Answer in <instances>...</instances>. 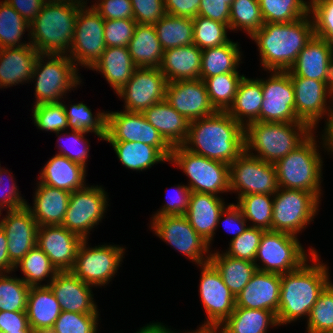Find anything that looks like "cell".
<instances>
[{"instance_id": "obj_26", "label": "cell", "mask_w": 333, "mask_h": 333, "mask_svg": "<svg viewBox=\"0 0 333 333\" xmlns=\"http://www.w3.org/2000/svg\"><path fill=\"white\" fill-rule=\"evenodd\" d=\"M281 275L256 270L250 281L235 297V307L270 310L277 315Z\"/></svg>"}, {"instance_id": "obj_49", "label": "cell", "mask_w": 333, "mask_h": 333, "mask_svg": "<svg viewBox=\"0 0 333 333\" xmlns=\"http://www.w3.org/2000/svg\"><path fill=\"white\" fill-rule=\"evenodd\" d=\"M12 273H0V311H26L30 286Z\"/></svg>"}, {"instance_id": "obj_62", "label": "cell", "mask_w": 333, "mask_h": 333, "mask_svg": "<svg viewBox=\"0 0 333 333\" xmlns=\"http://www.w3.org/2000/svg\"><path fill=\"white\" fill-rule=\"evenodd\" d=\"M217 223L219 227L220 223H222L227 233L233 235L230 241L240 236L249 227L247 220L236 203H229L223 209Z\"/></svg>"}, {"instance_id": "obj_65", "label": "cell", "mask_w": 333, "mask_h": 333, "mask_svg": "<svg viewBox=\"0 0 333 333\" xmlns=\"http://www.w3.org/2000/svg\"><path fill=\"white\" fill-rule=\"evenodd\" d=\"M201 0H164L166 14L176 17L195 18Z\"/></svg>"}, {"instance_id": "obj_39", "label": "cell", "mask_w": 333, "mask_h": 333, "mask_svg": "<svg viewBox=\"0 0 333 333\" xmlns=\"http://www.w3.org/2000/svg\"><path fill=\"white\" fill-rule=\"evenodd\" d=\"M220 327L223 333H267L269 327L280 326L276 314L270 310L235 307Z\"/></svg>"}, {"instance_id": "obj_5", "label": "cell", "mask_w": 333, "mask_h": 333, "mask_svg": "<svg viewBox=\"0 0 333 333\" xmlns=\"http://www.w3.org/2000/svg\"><path fill=\"white\" fill-rule=\"evenodd\" d=\"M87 1L47 0L30 23V43L40 54L68 55L79 9Z\"/></svg>"}, {"instance_id": "obj_6", "label": "cell", "mask_w": 333, "mask_h": 333, "mask_svg": "<svg viewBox=\"0 0 333 333\" xmlns=\"http://www.w3.org/2000/svg\"><path fill=\"white\" fill-rule=\"evenodd\" d=\"M312 132L305 122L255 121L245 127V150L265 162L275 164Z\"/></svg>"}, {"instance_id": "obj_32", "label": "cell", "mask_w": 333, "mask_h": 333, "mask_svg": "<svg viewBox=\"0 0 333 333\" xmlns=\"http://www.w3.org/2000/svg\"><path fill=\"white\" fill-rule=\"evenodd\" d=\"M26 312L29 326L36 333H49L61 314V308L49 286H31Z\"/></svg>"}, {"instance_id": "obj_55", "label": "cell", "mask_w": 333, "mask_h": 333, "mask_svg": "<svg viewBox=\"0 0 333 333\" xmlns=\"http://www.w3.org/2000/svg\"><path fill=\"white\" fill-rule=\"evenodd\" d=\"M264 231L248 227L240 236L229 242V247L224 252L231 257L254 262Z\"/></svg>"}, {"instance_id": "obj_23", "label": "cell", "mask_w": 333, "mask_h": 333, "mask_svg": "<svg viewBox=\"0 0 333 333\" xmlns=\"http://www.w3.org/2000/svg\"><path fill=\"white\" fill-rule=\"evenodd\" d=\"M290 77L326 82L333 89V46L313 35L288 70Z\"/></svg>"}, {"instance_id": "obj_37", "label": "cell", "mask_w": 333, "mask_h": 333, "mask_svg": "<svg viewBox=\"0 0 333 333\" xmlns=\"http://www.w3.org/2000/svg\"><path fill=\"white\" fill-rule=\"evenodd\" d=\"M112 145L118 160L126 169L146 171L155 164L169 162L156 147L141 142L106 141Z\"/></svg>"}, {"instance_id": "obj_14", "label": "cell", "mask_w": 333, "mask_h": 333, "mask_svg": "<svg viewBox=\"0 0 333 333\" xmlns=\"http://www.w3.org/2000/svg\"><path fill=\"white\" fill-rule=\"evenodd\" d=\"M291 81L297 118L313 131L317 130L324 118L323 131H327L333 123V89L326 82L306 77H291Z\"/></svg>"}, {"instance_id": "obj_59", "label": "cell", "mask_w": 333, "mask_h": 333, "mask_svg": "<svg viewBox=\"0 0 333 333\" xmlns=\"http://www.w3.org/2000/svg\"><path fill=\"white\" fill-rule=\"evenodd\" d=\"M172 194L169 196L166 195L165 204L160 207L152 217H161V216H173V215H185L188 209L189 197L191 190L185 184L174 185ZM169 197V198H168Z\"/></svg>"}, {"instance_id": "obj_13", "label": "cell", "mask_w": 333, "mask_h": 333, "mask_svg": "<svg viewBox=\"0 0 333 333\" xmlns=\"http://www.w3.org/2000/svg\"><path fill=\"white\" fill-rule=\"evenodd\" d=\"M108 197L103 185L88 184L71 192L62 226L83 239H89L90 232L102 222L108 211Z\"/></svg>"}, {"instance_id": "obj_70", "label": "cell", "mask_w": 333, "mask_h": 333, "mask_svg": "<svg viewBox=\"0 0 333 333\" xmlns=\"http://www.w3.org/2000/svg\"><path fill=\"white\" fill-rule=\"evenodd\" d=\"M327 134H328L329 143L331 145L332 152H333V123H332L331 127L327 130Z\"/></svg>"}, {"instance_id": "obj_46", "label": "cell", "mask_w": 333, "mask_h": 333, "mask_svg": "<svg viewBox=\"0 0 333 333\" xmlns=\"http://www.w3.org/2000/svg\"><path fill=\"white\" fill-rule=\"evenodd\" d=\"M274 195L249 194L236 200V205L241 209L249 227L272 230Z\"/></svg>"}, {"instance_id": "obj_10", "label": "cell", "mask_w": 333, "mask_h": 333, "mask_svg": "<svg viewBox=\"0 0 333 333\" xmlns=\"http://www.w3.org/2000/svg\"><path fill=\"white\" fill-rule=\"evenodd\" d=\"M321 201L305 190L280 188L274 194L272 231L302 233L320 211Z\"/></svg>"}, {"instance_id": "obj_18", "label": "cell", "mask_w": 333, "mask_h": 333, "mask_svg": "<svg viewBox=\"0 0 333 333\" xmlns=\"http://www.w3.org/2000/svg\"><path fill=\"white\" fill-rule=\"evenodd\" d=\"M262 83L263 102L259 122H302L295 113L294 86L288 71H267Z\"/></svg>"}, {"instance_id": "obj_27", "label": "cell", "mask_w": 333, "mask_h": 333, "mask_svg": "<svg viewBox=\"0 0 333 333\" xmlns=\"http://www.w3.org/2000/svg\"><path fill=\"white\" fill-rule=\"evenodd\" d=\"M222 196L191 192L189 204L185 216L192 228L208 242L212 248V242L218 229V219L223 209L229 204L225 203Z\"/></svg>"}, {"instance_id": "obj_57", "label": "cell", "mask_w": 333, "mask_h": 333, "mask_svg": "<svg viewBox=\"0 0 333 333\" xmlns=\"http://www.w3.org/2000/svg\"><path fill=\"white\" fill-rule=\"evenodd\" d=\"M137 22L130 19L104 20V40L107 47H127Z\"/></svg>"}, {"instance_id": "obj_20", "label": "cell", "mask_w": 333, "mask_h": 333, "mask_svg": "<svg viewBox=\"0 0 333 333\" xmlns=\"http://www.w3.org/2000/svg\"><path fill=\"white\" fill-rule=\"evenodd\" d=\"M167 83L159 68H137L116 95L124 101L123 110L143 113L155 103L165 100Z\"/></svg>"}, {"instance_id": "obj_40", "label": "cell", "mask_w": 333, "mask_h": 333, "mask_svg": "<svg viewBox=\"0 0 333 333\" xmlns=\"http://www.w3.org/2000/svg\"><path fill=\"white\" fill-rule=\"evenodd\" d=\"M213 251L209 262L217 269L225 285L236 297L250 281L257 267L254 262L231 257L221 250Z\"/></svg>"}, {"instance_id": "obj_41", "label": "cell", "mask_w": 333, "mask_h": 333, "mask_svg": "<svg viewBox=\"0 0 333 333\" xmlns=\"http://www.w3.org/2000/svg\"><path fill=\"white\" fill-rule=\"evenodd\" d=\"M61 102L67 117L68 130L85 134L93 133L99 140L105 139L107 112L98 110L95 115H93L90 107L83 102L66 104L64 99Z\"/></svg>"}, {"instance_id": "obj_53", "label": "cell", "mask_w": 333, "mask_h": 333, "mask_svg": "<svg viewBox=\"0 0 333 333\" xmlns=\"http://www.w3.org/2000/svg\"><path fill=\"white\" fill-rule=\"evenodd\" d=\"M55 134L58 136L57 143L59 142L57 148L59 147L58 150H60L56 154L63 155L87 169L88 163L86 162H88V158L90 157V143L89 140L85 138L87 134L74 130L70 132L65 130ZM62 140H64V144H62Z\"/></svg>"}, {"instance_id": "obj_1", "label": "cell", "mask_w": 333, "mask_h": 333, "mask_svg": "<svg viewBox=\"0 0 333 333\" xmlns=\"http://www.w3.org/2000/svg\"><path fill=\"white\" fill-rule=\"evenodd\" d=\"M320 258L316 251L299 268L281 275L276 315L279 326L308 319L312 306L331 283L329 266Z\"/></svg>"}, {"instance_id": "obj_64", "label": "cell", "mask_w": 333, "mask_h": 333, "mask_svg": "<svg viewBox=\"0 0 333 333\" xmlns=\"http://www.w3.org/2000/svg\"><path fill=\"white\" fill-rule=\"evenodd\" d=\"M34 331L28 323L26 311H0V333Z\"/></svg>"}, {"instance_id": "obj_66", "label": "cell", "mask_w": 333, "mask_h": 333, "mask_svg": "<svg viewBox=\"0 0 333 333\" xmlns=\"http://www.w3.org/2000/svg\"><path fill=\"white\" fill-rule=\"evenodd\" d=\"M10 4L29 24L40 13L43 4L47 0H5Z\"/></svg>"}, {"instance_id": "obj_2", "label": "cell", "mask_w": 333, "mask_h": 333, "mask_svg": "<svg viewBox=\"0 0 333 333\" xmlns=\"http://www.w3.org/2000/svg\"><path fill=\"white\" fill-rule=\"evenodd\" d=\"M245 128L227 112L189 123L188 135L182 146L188 151L230 165L245 150Z\"/></svg>"}, {"instance_id": "obj_60", "label": "cell", "mask_w": 333, "mask_h": 333, "mask_svg": "<svg viewBox=\"0 0 333 333\" xmlns=\"http://www.w3.org/2000/svg\"><path fill=\"white\" fill-rule=\"evenodd\" d=\"M137 24H155L166 15L164 0H130Z\"/></svg>"}, {"instance_id": "obj_31", "label": "cell", "mask_w": 333, "mask_h": 333, "mask_svg": "<svg viewBox=\"0 0 333 333\" xmlns=\"http://www.w3.org/2000/svg\"><path fill=\"white\" fill-rule=\"evenodd\" d=\"M202 50L195 44L164 51L159 67L168 82L200 78Z\"/></svg>"}, {"instance_id": "obj_3", "label": "cell", "mask_w": 333, "mask_h": 333, "mask_svg": "<svg viewBox=\"0 0 333 333\" xmlns=\"http://www.w3.org/2000/svg\"><path fill=\"white\" fill-rule=\"evenodd\" d=\"M313 35L309 14L289 23H264L250 38L258 47L264 71H288Z\"/></svg>"}, {"instance_id": "obj_68", "label": "cell", "mask_w": 333, "mask_h": 333, "mask_svg": "<svg viewBox=\"0 0 333 333\" xmlns=\"http://www.w3.org/2000/svg\"><path fill=\"white\" fill-rule=\"evenodd\" d=\"M198 329L196 330H191V331H185L182 333H223L222 329L220 326H210V325H201L200 327L197 326ZM164 333H181V332H176L174 329L171 330L168 328V326L164 325Z\"/></svg>"}, {"instance_id": "obj_15", "label": "cell", "mask_w": 333, "mask_h": 333, "mask_svg": "<svg viewBox=\"0 0 333 333\" xmlns=\"http://www.w3.org/2000/svg\"><path fill=\"white\" fill-rule=\"evenodd\" d=\"M230 193L236 199L249 194L274 195L278 189L275 164L265 162L244 150L229 165Z\"/></svg>"}, {"instance_id": "obj_42", "label": "cell", "mask_w": 333, "mask_h": 333, "mask_svg": "<svg viewBox=\"0 0 333 333\" xmlns=\"http://www.w3.org/2000/svg\"><path fill=\"white\" fill-rule=\"evenodd\" d=\"M20 268V269H19ZM22 272L21 278L28 286H48L59 272L49 257L36 245L15 266L14 272ZM46 281L45 284L41 283Z\"/></svg>"}, {"instance_id": "obj_38", "label": "cell", "mask_w": 333, "mask_h": 333, "mask_svg": "<svg viewBox=\"0 0 333 333\" xmlns=\"http://www.w3.org/2000/svg\"><path fill=\"white\" fill-rule=\"evenodd\" d=\"M238 42L231 39L221 45L202 50L200 78H209L223 73H239L243 54Z\"/></svg>"}, {"instance_id": "obj_35", "label": "cell", "mask_w": 333, "mask_h": 333, "mask_svg": "<svg viewBox=\"0 0 333 333\" xmlns=\"http://www.w3.org/2000/svg\"><path fill=\"white\" fill-rule=\"evenodd\" d=\"M137 68H159L164 50L153 24H137L127 46Z\"/></svg>"}, {"instance_id": "obj_71", "label": "cell", "mask_w": 333, "mask_h": 333, "mask_svg": "<svg viewBox=\"0 0 333 333\" xmlns=\"http://www.w3.org/2000/svg\"><path fill=\"white\" fill-rule=\"evenodd\" d=\"M6 333H36L35 331H9Z\"/></svg>"}, {"instance_id": "obj_33", "label": "cell", "mask_w": 333, "mask_h": 333, "mask_svg": "<svg viewBox=\"0 0 333 333\" xmlns=\"http://www.w3.org/2000/svg\"><path fill=\"white\" fill-rule=\"evenodd\" d=\"M143 114L172 147L182 145L185 142L190 122L166 100L150 106Z\"/></svg>"}, {"instance_id": "obj_25", "label": "cell", "mask_w": 333, "mask_h": 333, "mask_svg": "<svg viewBox=\"0 0 333 333\" xmlns=\"http://www.w3.org/2000/svg\"><path fill=\"white\" fill-rule=\"evenodd\" d=\"M60 304L61 311L99 313L91 285L84 283L71 271H59L48 285Z\"/></svg>"}, {"instance_id": "obj_43", "label": "cell", "mask_w": 333, "mask_h": 333, "mask_svg": "<svg viewBox=\"0 0 333 333\" xmlns=\"http://www.w3.org/2000/svg\"><path fill=\"white\" fill-rule=\"evenodd\" d=\"M163 50L193 44V20L166 14L154 24Z\"/></svg>"}, {"instance_id": "obj_16", "label": "cell", "mask_w": 333, "mask_h": 333, "mask_svg": "<svg viewBox=\"0 0 333 333\" xmlns=\"http://www.w3.org/2000/svg\"><path fill=\"white\" fill-rule=\"evenodd\" d=\"M86 2L78 11L74 37L68 56L75 65L91 69L107 47L104 19Z\"/></svg>"}, {"instance_id": "obj_30", "label": "cell", "mask_w": 333, "mask_h": 333, "mask_svg": "<svg viewBox=\"0 0 333 333\" xmlns=\"http://www.w3.org/2000/svg\"><path fill=\"white\" fill-rule=\"evenodd\" d=\"M39 174L40 183L70 193L88 184L86 183L87 169L59 154L49 158Z\"/></svg>"}, {"instance_id": "obj_61", "label": "cell", "mask_w": 333, "mask_h": 333, "mask_svg": "<svg viewBox=\"0 0 333 333\" xmlns=\"http://www.w3.org/2000/svg\"><path fill=\"white\" fill-rule=\"evenodd\" d=\"M91 7L95 9L104 20H134L130 0H97L93 5L91 4Z\"/></svg>"}, {"instance_id": "obj_36", "label": "cell", "mask_w": 333, "mask_h": 333, "mask_svg": "<svg viewBox=\"0 0 333 333\" xmlns=\"http://www.w3.org/2000/svg\"><path fill=\"white\" fill-rule=\"evenodd\" d=\"M263 102L262 83L259 78L241 79L234 102L227 113L244 128L259 121L261 104Z\"/></svg>"}, {"instance_id": "obj_69", "label": "cell", "mask_w": 333, "mask_h": 333, "mask_svg": "<svg viewBox=\"0 0 333 333\" xmlns=\"http://www.w3.org/2000/svg\"><path fill=\"white\" fill-rule=\"evenodd\" d=\"M135 333H164V324L161 322H152L145 324Z\"/></svg>"}, {"instance_id": "obj_12", "label": "cell", "mask_w": 333, "mask_h": 333, "mask_svg": "<svg viewBox=\"0 0 333 333\" xmlns=\"http://www.w3.org/2000/svg\"><path fill=\"white\" fill-rule=\"evenodd\" d=\"M149 228L175 251L181 252L195 265L209 262L211 248L190 225L185 215L151 217Z\"/></svg>"}, {"instance_id": "obj_52", "label": "cell", "mask_w": 333, "mask_h": 333, "mask_svg": "<svg viewBox=\"0 0 333 333\" xmlns=\"http://www.w3.org/2000/svg\"><path fill=\"white\" fill-rule=\"evenodd\" d=\"M32 120L34 126L42 131L54 133L68 131L67 117L62 102L33 106Z\"/></svg>"}, {"instance_id": "obj_4", "label": "cell", "mask_w": 333, "mask_h": 333, "mask_svg": "<svg viewBox=\"0 0 333 333\" xmlns=\"http://www.w3.org/2000/svg\"><path fill=\"white\" fill-rule=\"evenodd\" d=\"M320 138L313 131L300 145L275 163L278 186L283 189L305 190L313 193L320 201L323 177V159L319 149L333 154L327 131ZM317 135V136H315ZM319 139L321 142H319ZM319 142V144L317 143ZM322 145V146H320ZM322 147V148H320Z\"/></svg>"}, {"instance_id": "obj_19", "label": "cell", "mask_w": 333, "mask_h": 333, "mask_svg": "<svg viewBox=\"0 0 333 333\" xmlns=\"http://www.w3.org/2000/svg\"><path fill=\"white\" fill-rule=\"evenodd\" d=\"M198 267L202 270L198 292L207 314L202 325L220 326L234 311L235 296L210 262Z\"/></svg>"}, {"instance_id": "obj_8", "label": "cell", "mask_w": 333, "mask_h": 333, "mask_svg": "<svg viewBox=\"0 0 333 333\" xmlns=\"http://www.w3.org/2000/svg\"><path fill=\"white\" fill-rule=\"evenodd\" d=\"M176 168L189 178L187 186L191 192H203L213 195L230 192L229 165L194 154L182 145L172 148L169 159Z\"/></svg>"}, {"instance_id": "obj_58", "label": "cell", "mask_w": 333, "mask_h": 333, "mask_svg": "<svg viewBox=\"0 0 333 333\" xmlns=\"http://www.w3.org/2000/svg\"><path fill=\"white\" fill-rule=\"evenodd\" d=\"M11 173V171H8L5 168L3 169V167L0 169V212L3 210H17L19 208L25 207L27 204L26 199L22 197L21 192H19V187L14 181V175Z\"/></svg>"}, {"instance_id": "obj_48", "label": "cell", "mask_w": 333, "mask_h": 333, "mask_svg": "<svg viewBox=\"0 0 333 333\" xmlns=\"http://www.w3.org/2000/svg\"><path fill=\"white\" fill-rule=\"evenodd\" d=\"M264 24L258 0H233L230 9V32L243 30L252 37Z\"/></svg>"}, {"instance_id": "obj_29", "label": "cell", "mask_w": 333, "mask_h": 333, "mask_svg": "<svg viewBox=\"0 0 333 333\" xmlns=\"http://www.w3.org/2000/svg\"><path fill=\"white\" fill-rule=\"evenodd\" d=\"M36 184L33 206L27 202L26 207L38 226L62 225L68 209L70 192L44 185L39 181Z\"/></svg>"}, {"instance_id": "obj_24", "label": "cell", "mask_w": 333, "mask_h": 333, "mask_svg": "<svg viewBox=\"0 0 333 333\" xmlns=\"http://www.w3.org/2000/svg\"><path fill=\"white\" fill-rule=\"evenodd\" d=\"M2 213L0 212V226L8 239V256L16 266L36 246L38 224L26 206L6 211L5 216Z\"/></svg>"}, {"instance_id": "obj_51", "label": "cell", "mask_w": 333, "mask_h": 333, "mask_svg": "<svg viewBox=\"0 0 333 333\" xmlns=\"http://www.w3.org/2000/svg\"><path fill=\"white\" fill-rule=\"evenodd\" d=\"M193 20V44L199 49L221 46L230 39L227 37L229 27L205 17L196 16Z\"/></svg>"}, {"instance_id": "obj_67", "label": "cell", "mask_w": 333, "mask_h": 333, "mask_svg": "<svg viewBox=\"0 0 333 333\" xmlns=\"http://www.w3.org/2000/svg\"><path fill=\"white\" fill-rule=\"evenodd\" d=\"M7 242L6 234L0 226V273H11L15 269V265L8 256Z\"/></svg>"}, {"instance_id": "obj_28", "label": "cell", "mask_w": 333, "mask_h": 333, "mask_svg": "<svg viewBox=\"0 0 333 333\" xmlns=\"http://www.w3.org/2000/svg\"><path fill=\"white\" fill-rule=\"evenodd\" d=\"M39 55L31 44L0 49V89L30 82Z\"/></svg>"}, {"instance_id": "obj_72", "label": "cell", "mask_w": 333, "mask_h": 333, "mask_svg": "<svg viewBox=\"0 0 333 333\" xmlns=\"http://www.w3.org/2000/svg\"><path fill=\"white\" fill-rule=\"evenodd\" d=\"M315 1H317V0H307V3H308L309 5H311V4L314 3Z\"/></svg>"}, {"instance_id": "obj_34", "label": "cell", "mask_w": 333, "mask_h": 333, "mask_svg": "<svg viewBox=\"0 0 333 333\" xmlns=\"http://www.w3.org/2000/svg\"><path fill=\"white\" fill-rule=\"evenodd\" d=\"M136 69L127 47H106L90 70L101 73L116 94L127 84Z\"/></svg>"}, {"instance_id": "obj_45", "label": "cell", "mask_w": 333, "mask_h": 333, "mask_svg": "<svg viewBox=\"0 0 333 333\" xmlns=\"http://www.w3.org/2000/svg\"><path fill=\"white\" fill-rule=\"evenodd\" d=\"M243 76L244 74L240 73H223L209 78H200L205 83L210 102L216 111L229 110Z\"/></svg>"}, {"instance_id": "obj_17", "label": "cell", "mask_w": 333, "mask_h": 333, "mask_svg": "<svg viewBox=\"0 0 333 333\" xmlns=\"http://www.w3.org/2000/svg\"><path fill=\"white\" fill-rule=\"evenodd\" d=\"M106 112V136L103 141L141 142L158 148L170 159L173 147L147 121L142 112Z\"/></svg>"}, {"instance_id": "obj_21", "label": "cell", "mask_w": 333, "mask_h": 333, "mask_svg": "<svg viewBox=\"0 0 333 333\" xmlns=\"http://www.w3.org/2000/svg\"><path fill=\"white\" fill-rule=\"evenodd\" d=\"M165 100L189 122L217 112L200 78L168 82Z\"/></svg>"}, {"instance_id": "obj_9", "label": "cell", "mask_w": 333, "mask_h": 333, "mask_svg": "<svg viewBox=\"0 0 333 333\" xmlns=\"http://www.w3.org/2000/svg\"><path fill=\"white\" fill-rule=\"evenodd\" d=\"M309 248L308 254L297 236L266 230L261 237L254 263L257 270L282 275L299 268L316 252L312 246Z\"/></svg>"}, {"instance_id": "obj_44", "label": "cell", "mask_w": 333, "mask_h": 333, "mask_svg": "<svg viewBox=\"0 0 333 333\" xmlns=\"http://www.w3.org/2000/svg\"><path fill=\"white\" fill-rule=\"evenodd\" d=\"M26 31L29 41L22 42ZM30 44V24L5 0L0 1V49Z\"/></svg>"}, {"instance_id": "obj_47", "label": "cell", "mask_w": 333, "mask_h": 333, "mask_svg": "<svg viewBox=\"0 0 333 333\" xmlns=\"http://www.w3.org/2000/svg\"><path fill=\"white\" fill-rule=\"evenodd\" d=\"M264 23H289L309 15L307 0H258Z\"/></svg>"}, {"instance_id": "obj_50", "label": "cell", "mask_w": 333, "mask_h": 333, "mask_svg": "<svg viewBox=\"0 0 333 333\" xmlns=\"http://www.w3.org/2000/svg\"><path fill=\"white\" fill-rule=\"evenodd\" d=\"M307 333H333V283L320 294L306 322Z\"/></svg>"}, {"instance_id": "obj_7", "label": "cell", "mask_w": 333, "mask_h": 333, "mask_svg": "<svg viewBox=\"0 0 333 333\" xmlns=\"http://www.w3.org/2000/svg\"><path fill=\"white\" fill-rule=\"evenodd\" d=\"M79 70L68 55L40 54L30 79V83H35L33 106L59 103L67 98V93L82 84Z\"/></svg>"}, {"instance_id": "obj_11", "label": "cell", "mask_w": 333, "mask_h": 333, "mask_svg": "<svg viewBox=\"0 0 333 333\" xmlns=\"http://www.w3.org/2000/svg\"><path fill=\"white\" fill-rule=\"evenodd\" d=\"M88 241L84 239L79 246L70 271L88 285L105 287L115 278L122 265L126 247L110 243L90 247Z\"/></svg>"}, {"instance_id": "obj_22", "label": "cell", "mask_w": 333, "mask_h": 333, "mask_svg": "<svg viewBox=\"0 0 333 333\" xmlns=\"http://www.w3.org/2000/svg\"><path fill=\"white\" fill-rule=\"evenodd\" d=\"M83 238L62 225L38 226L36 245L58 271H70Z\"/></svg>"}, {"instance_id": "obj_56", "label": "cell", "mask_w": 333, "mask_h": 333, "mask_svg": "<svg viewBox=\"0 0 333 333\" xmlns=\"http://www.w3.org/2000/svg\"><path fill=\"white\" fill-rule=\"evenodd\" d=\"M314 35L333 46V0H317L310 5Z\"/></svg>"}, {"instance_id": "obj_63", "label": "cell", "mask_w": 333, "mask_h": 333, "mask_svg": "<svg viewBox=\"0 0 333 333\" xmlns=\"http://www.w3.org/2000/svg\"><path fill=\"white\" fill-rule=\"evenodd\" d=\"M232 2L233 0H201L198 16L224 23L229 27Z\"/></svg>"}, {"instance_id": "obj_54", "label": "cell", "mask_w": 333, "mask_h": 333, "mask_svg": "<svg viewBox=\"0 0 333 333\" xmlns=\"http://www.w3.org/2000/svg\"><path fill=\"white\" fill-rule=\"evenodd\" d=\"M100 313L61 311L49 333H97Z\"/></svg>"}]
</instances>
